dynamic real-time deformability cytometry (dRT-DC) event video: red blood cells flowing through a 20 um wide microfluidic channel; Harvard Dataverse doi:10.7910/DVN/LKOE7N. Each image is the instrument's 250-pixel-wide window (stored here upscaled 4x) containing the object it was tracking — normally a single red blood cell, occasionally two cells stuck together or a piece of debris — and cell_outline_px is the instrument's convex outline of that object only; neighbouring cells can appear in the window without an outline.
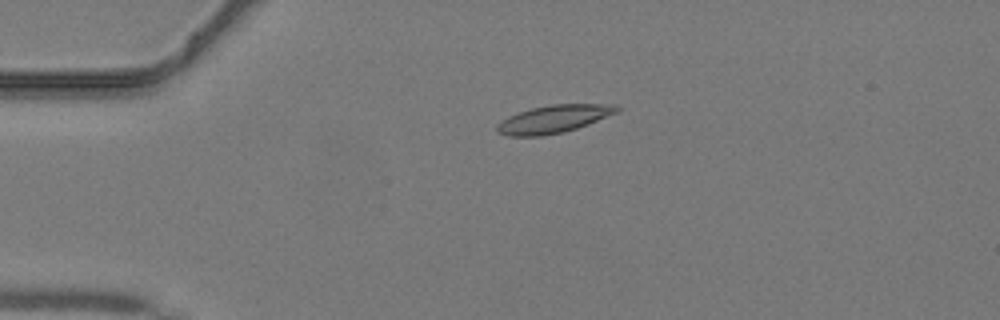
{"species": "common noctule bat (a hibernating species)", "species_latin": "Nyctalus noctula", "temperature_condition": "warm", "stored_images_in_passage": 39, "camera_frame_rate_fps": 3000, "um_per_image_px": 0.085, "animal": {"sex": "male", "body_mass_g": 19.2, "forearm_length_mm": 51.8}, "frame": {"image": 1, "passage_image": 5, "time_ms": 1.333, "image_size_px": [1000, 320], "cell_outline_px": [[620, 112], [588, 124], [564, 132], [544, 136], [508, 136], [496, 132], [496, 124], [508, 116], [532, 108], [552, 104], [616, 104], [620, 108]], "centroid_in_image_um": [47.08, 10.12], "position_along_channel_um": 37.9, "area_um2": 19.54}}
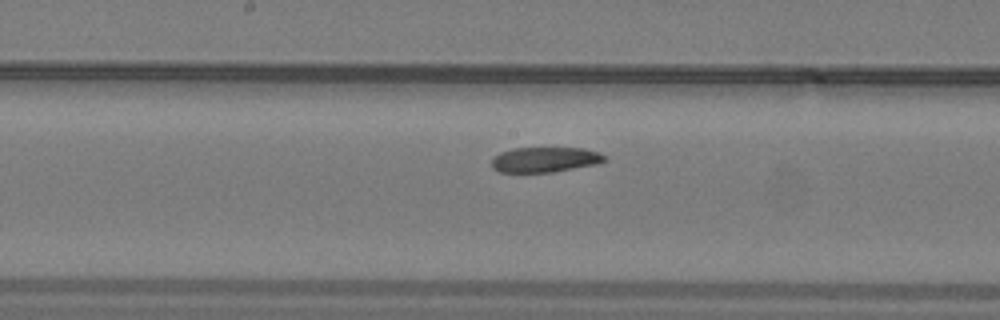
{"frame": {"image": 2, "passage_image": 18, "time_ms": 5.667, "image_size_px": [1000, 320], "cell_outline_px": [[608, 160], [596, 164], [552, 172], [500, 172], [492, 168], [492, 160], [500, 152], [512, 148], [584, 148], [600, 152], [608, 156]], "centroid_in_image_um": [46.37, 13.56], "position_along_channel_um": 201.8, "area_um2": 16.65}}
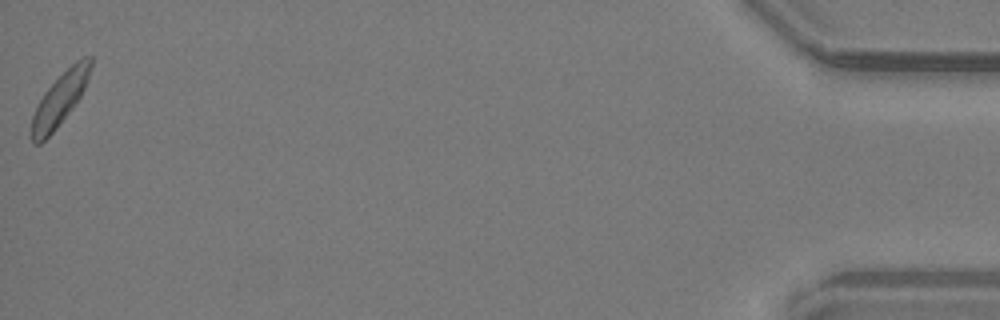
{"frame": {"image": 3, "passage_image": 39, "time_ms": 12.667, "image_size_px": [1000, 320], "cell_outline_px": [[92, 64], [88, 80], [76, 104], [56, 128], [40, 144], [32, 144], [28, 136], [32, 116], [44, 92], [76, 60], [84, 56], [92, 56]], "centroid_in_image_um": [5.05, 8.49], "position_along_channel_um": 430.1, "area_um2": 18.09}}